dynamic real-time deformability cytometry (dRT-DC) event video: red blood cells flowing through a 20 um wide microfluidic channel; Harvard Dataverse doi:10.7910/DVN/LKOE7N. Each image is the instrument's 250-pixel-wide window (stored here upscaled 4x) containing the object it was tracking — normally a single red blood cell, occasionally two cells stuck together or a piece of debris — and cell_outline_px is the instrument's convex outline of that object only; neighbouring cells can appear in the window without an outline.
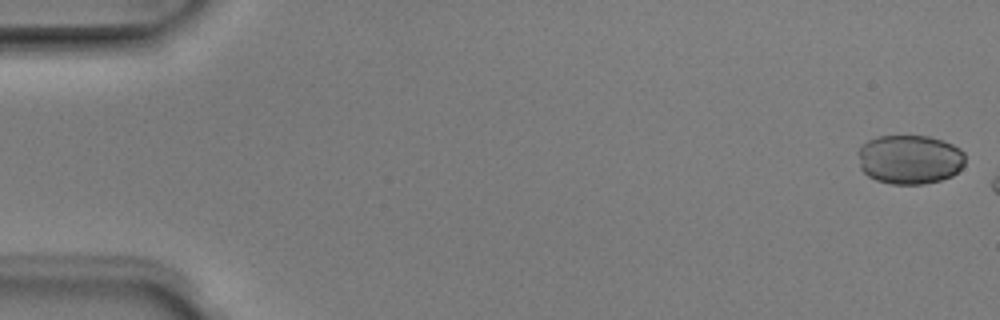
{"species": "Egyptian fruit bat (a non-hibernating species)", "species_latin": "Rousettus aegyptiacus", "temperature_condition": "room temperature", "stored_images_in_passage": 3, "camera_frame_rate_fps": 3000, "um_per_image_px": 0.085, "animal": {"sex": "male"}, "frame": {"image": 1, "passage_image": 1, "time_ms": 0.0, "image_size_px": [1000, 320], "cell_outline_px": [[964, 164], [952, 176], [940, 180], [924, 184], [892, 184], [876, 180], [868, 176], [860, 168], [860, 148], [868, 140], [876, 136], [928, 136], [944, 140], [960, 148], [964, 152]], "centroid_in_image_um": [77.35, 13.55], "position_along_channel_um": 7.7, "area_um2": 30.69}}